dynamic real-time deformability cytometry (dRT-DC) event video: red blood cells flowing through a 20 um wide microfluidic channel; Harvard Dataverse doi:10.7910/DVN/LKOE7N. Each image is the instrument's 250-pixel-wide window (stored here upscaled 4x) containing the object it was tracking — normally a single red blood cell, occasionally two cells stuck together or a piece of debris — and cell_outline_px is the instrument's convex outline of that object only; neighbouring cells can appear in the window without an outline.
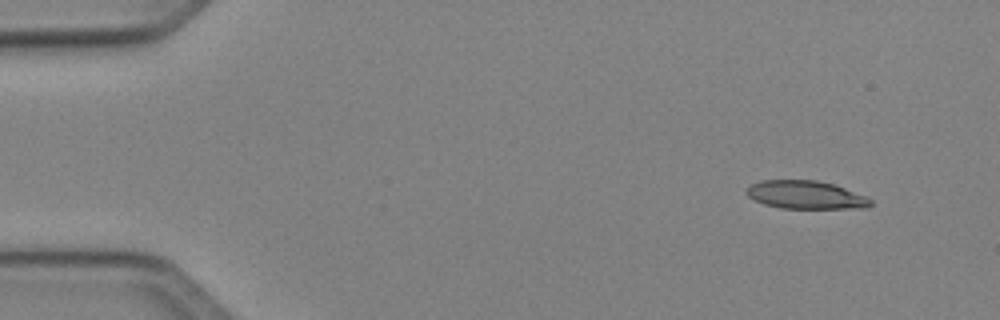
{"species": "Egyptian fruit bat (a non-hibernating species)", "species_latin": "Rousettus aegyptiacus", "temperature_condition": "cold", "stored_images_in_passage": 46, "camera_frame_rate_fps": 3000, "um_per_image_px": 0.085, "animal": {"sex": "female"}, "frame": {"image": 1, "passage_image": 1, "time_ms": 0.0, "image_size_px": [1000, 320], "cell_outline_px": [[872, 204], [868, 208], [780, 208], [764, 204], [748, 196], [744, 192], [752, 184], [760, 180], [816, 180], [832, 184], [868, 196], [872, 200]], "centroid_in_image_um": [68.51, 16.56], "position_along_channel_um": 16.5, "area_um2": 20.35}}
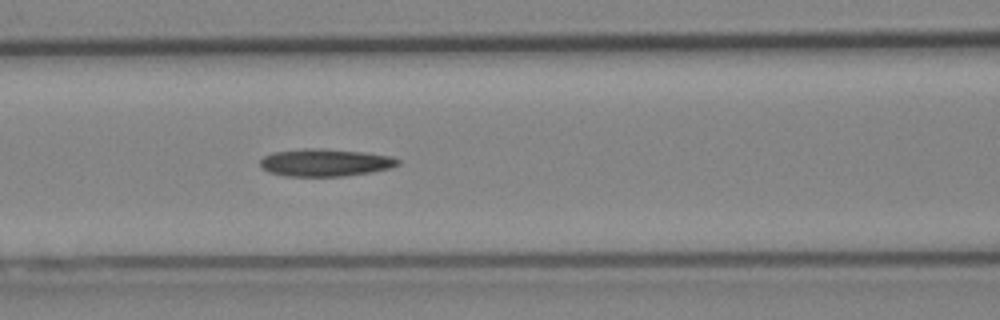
{"frame": {"image": 2, "passage_image": 18, "time_ms": 5.667, "image_size_px": [1000, 320], "cell_outline_px": [[400, 164], [392, 168], [372, 172], [344, 176], [284, 176], [268, 172], [260, 168], [260, 160], [264, 156], [272, 152], [304, 148], [320, 148], [364, 152], [392, 156], [400, 160]], "centroid_in_image_um": [27.64, 13.82], "position_along_channel_um": 139.0, "area_um2": 22.37}}
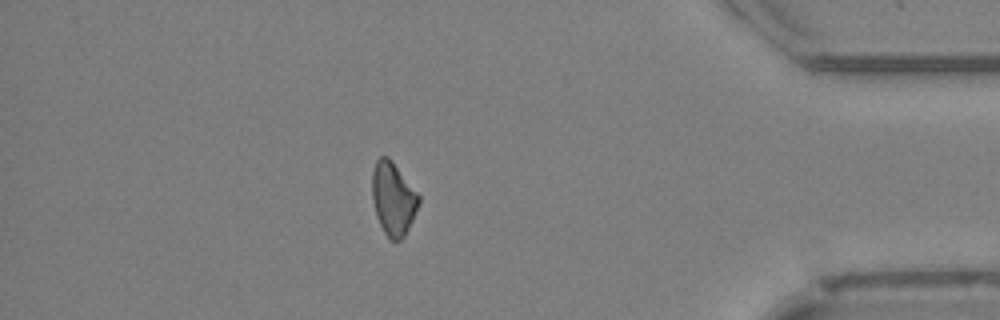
{"frame": {"image": 3, "passage_image": 40, "time_ms": 13.0, "image_size_px": [1000, 320], "cell_outline_px": [[420, 200], [412, 220], [404, 236], [400, 240], [388, 240], [376, 216], [372, 200], [372, 172], [376, 160], [380, 156], [388, 156], [392, 160], [420, 196]], "centroid_in_image_um": [33.4, 16.88], "position_along_channel_um": 401.8, "area_um2": 19.83}}